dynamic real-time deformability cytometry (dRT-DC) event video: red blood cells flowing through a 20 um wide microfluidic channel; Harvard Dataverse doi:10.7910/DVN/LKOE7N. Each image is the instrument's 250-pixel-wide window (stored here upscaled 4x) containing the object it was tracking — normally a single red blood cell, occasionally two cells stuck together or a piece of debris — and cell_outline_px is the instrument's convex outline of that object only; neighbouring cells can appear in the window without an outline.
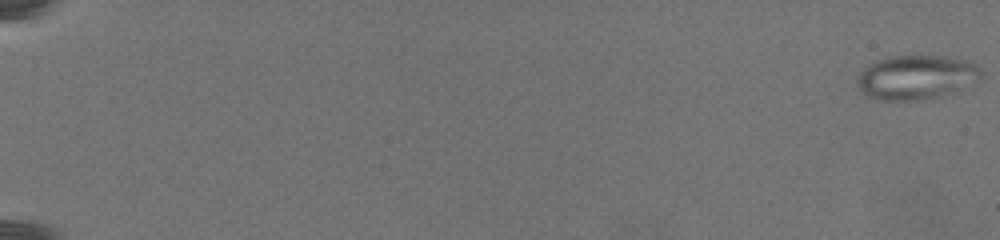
{"species": "common noctule bat (a hibernating species)", "species_latin": "Nyctalus noctula", "temperature_condition": "warm", "stored_images_in_passage": 24, "camera_frame_rate_fps": 3000, "um_per_image_px": 0.085, "animal": {"sex": "female", "body_mass_g": 19.5, "forearm_length_mm": 54.1}, "frame": {"image": 1, "passage_image": 1, "time_ms": 0.0, "image_size_px": [1000, 240], "cell_outline_px": [[980, 80], [976, 84], [928, 100], [876, 100], [860, 92], [856, 84], [856, 76], [868, 64], [876, 60], [888, 56], [948, 56], [964, 60], [976, 64], [980, 68]], "centroid_in_image_um": [77.86, 6.58], "position_along_channel_um": 7.1, "area_um2": 32.54}}